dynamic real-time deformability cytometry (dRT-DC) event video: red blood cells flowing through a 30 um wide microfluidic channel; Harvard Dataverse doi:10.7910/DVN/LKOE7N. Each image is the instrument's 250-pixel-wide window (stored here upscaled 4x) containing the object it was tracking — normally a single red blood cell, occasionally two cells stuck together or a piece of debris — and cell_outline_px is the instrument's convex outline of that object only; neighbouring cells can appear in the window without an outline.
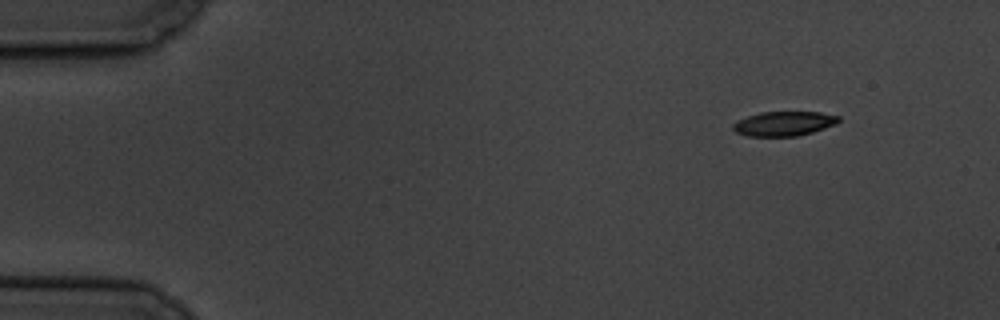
{"species": "common noctule bat (a hibernating species)", "species_latin": "Nyctalus noctula", "temperature_condition": "cold", "stored_images_in_passage": 4, "camera_frame_rate_fps": 3000, "um_per_image_px": 0.085, "animal": {"sex": "male", "body_mass_g": 19.5, "forearm_length_mm": 54.6}, "frame": {"image": 1, "passage_image": 1, "time_ms": 0.0, "image_size_px": [1000, 320], "cell_outline_px": [[840, 120], [836, 124], [812, 132], [796, 136], [748, 136], [736, 132], [732, 128], [732, 124], [736, 120], [760, 112], [820, 112], [840, 116]], "centroid_in_image_um": [66.62, 10.5], "position_along_channel_um": 18.4, "area_um2": 15.09}}